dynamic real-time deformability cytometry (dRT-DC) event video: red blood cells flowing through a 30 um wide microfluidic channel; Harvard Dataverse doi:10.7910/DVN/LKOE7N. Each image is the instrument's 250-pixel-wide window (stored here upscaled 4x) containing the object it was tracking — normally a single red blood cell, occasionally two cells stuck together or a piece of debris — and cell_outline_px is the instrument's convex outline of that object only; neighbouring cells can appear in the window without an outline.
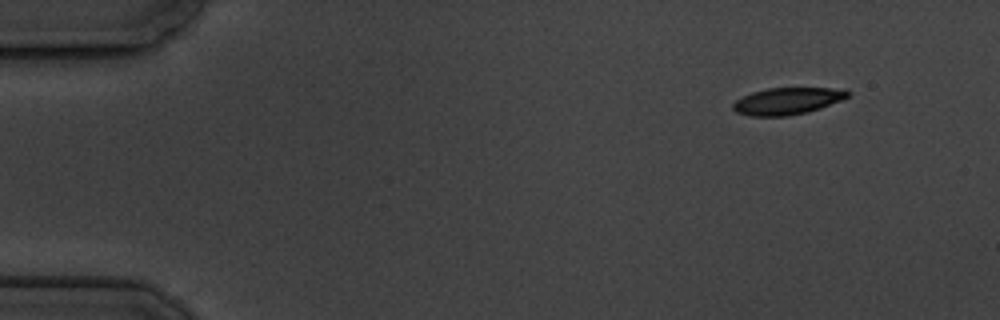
{"species": "common noctule bat (a hibernating species)", "species_latin": "Nyctalus noctula", "temperature_condition": "cold", "stored_images_in_passage": 14, "camera_frame_rate_fps": 3000, "um_per_image_px": 0.085, "animal": {"sex": "male", "body_mass_g": 19.5, "forearm_length_mm": 54.6}, "frame": {"image": 1, "passage_image": 1, "time_ms": 0.0, "image_size_px": [1000, 320], "cell_outline_px": [[852, 92], [848, 96], [840, 100], [820, 108], [808, 112], [788, 116], [748, 116], [736, 112], [732, 108], [732, 104], [736, 100], [752, 92], [768, 88], [844, 88]], "centroid_in_image_um": [66.92, 8.59], "position_along_channel_um": 18.1, "area_um2": 18.03}}
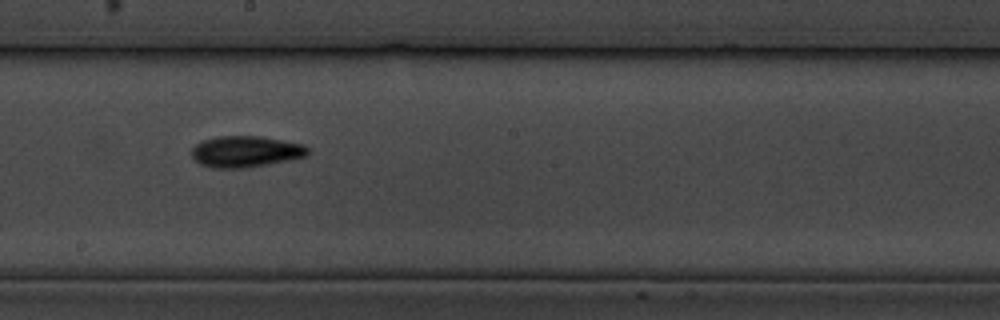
{"frame": {"image": 2, "passage_image": 8, "time_ms": 9.0, "image_size_px": [1000, 320], "cell_outline_px": [[312, 148], [308, 156], [268, 164], [244, 168], [212, 168], [200, 164], [192, 156], [192, 148], [200, 140], [216, 136], [260, 136], [304, 144]], "centroid_in_image_um": [20.91, 12.87], "position_along_channel_um": 227.3, "area_um2": 21.44}}
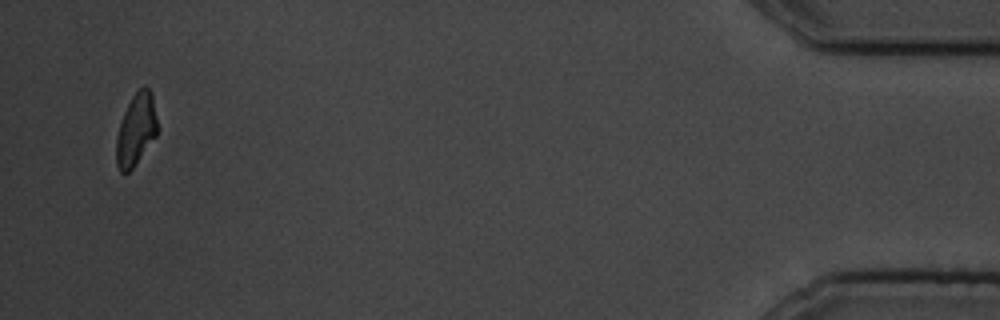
{"frame": {"image": 3, "passage_image": 14, "time_ms": 17.0, "image_size_px": [1000, 320], "cell_outline_px": [[156, 136], [132, 168], [128, 172], [120, 172], [116, 164], [116, 136], [120, 120], [132, 96], [144, 84], [152, 92], [156, 116]], "centroid_in_image_um": [11.54, 11.0], "position_along_channel_um": 423.7, "area_um2": 17.11}, "authors_computed_cell_mechanics": {"area_um2": 18.9006, "velocity_mm_per_s": 3.4442, "shape_relaxation_time_tau1_ms": 1.625, "shape_relaxation_time_tau2_ms": 6.3117, "deformation_change_tau1": 0.1007, "deformation_change_tau2": 0.1155}}